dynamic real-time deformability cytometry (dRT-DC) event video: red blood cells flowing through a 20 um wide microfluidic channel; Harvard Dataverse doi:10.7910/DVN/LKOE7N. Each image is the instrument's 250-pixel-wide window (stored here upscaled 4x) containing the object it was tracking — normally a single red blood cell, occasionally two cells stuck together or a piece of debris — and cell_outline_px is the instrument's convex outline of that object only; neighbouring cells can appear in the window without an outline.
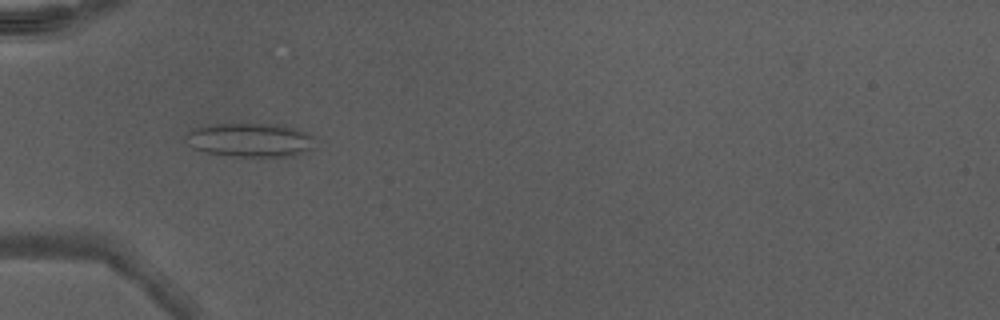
{"species": "Egyptian fruit bat (a non-hibernating species)", "species_latin": "Rousettus aegyptiacus", "temperature_condition": "warm", "stored_images_in_passage": 49, "camera_frame_rate_fps": 3000, "um_per_image_px": 0.085, "animal": {"sex": "male"}, "frame": {"image": 1, "passage_image": 18, "time_ms": 5.667, "image_size_px": [1000, 320], "cell_outline_px": [[316, 148], [292, 156], [232, 156], [208, 152], [192, 148], [188, 144], [184, 136], [200, 124], [284, 124], [296, 128], [312, 136]], "centroid_in_image_um": [21.26, 11.88], "position_along_channel_um": 63.7, "area_um2": 25.72}}
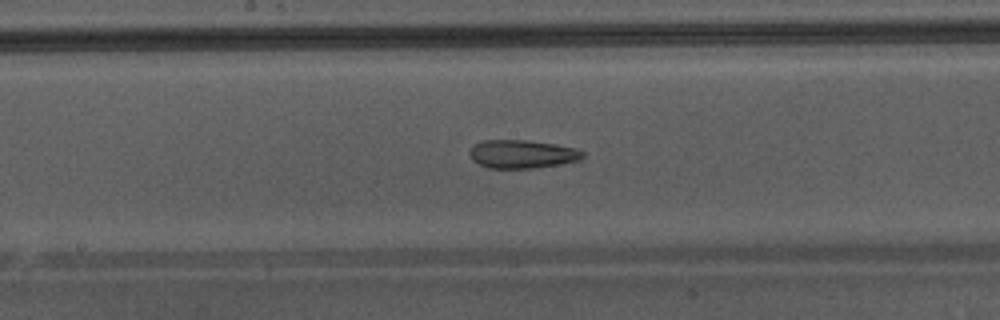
{"frame": {"image": 2, "passage_image": 28, "time_ms": 9.0, "image_size_px": [1000, 320], "cell_outline_px": [[584, 156], [580, 160], [560, 164], [536, 168], [488, 168], [472, 160], [468, 152], [480, 140], [524, 140], [556, 144], [576, 148], [584, 152]], "centroid_in_image_um": [44.39, 13.1], "position_along_channel_um": 203.8, "area_um2": 18.73}}
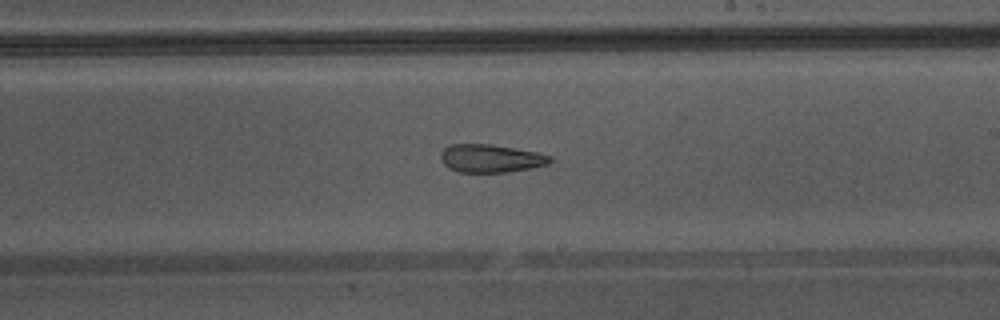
{"frame": {"image": 3, "passage_image": 31, "time_ms": 10.0, "image_size_px": [1000, 320], "cell_outline_px": [[552, 160], [548, 164], [532, 168], [508, 172], [460, 172], [448, 168], [440, 160], [440, 152], [448, 144], [488, 144], [536, 152], [552, 156]], "centroid_in_image_um": [41.68, 13.47], "position_along_channel_um": 247.3, "area_um2": 17.92}, "authors_computed_cell_mechanics": {"area_um2": 22.5998, "velocity_mm_per_s": 4.3632, "shape_relaxation_time_tau1_ms": null, "shape_relaxation_time_tau2_ms": 2.819, "deformation_change_tau1": null, "deformation_change_tau2": 0.1074}}